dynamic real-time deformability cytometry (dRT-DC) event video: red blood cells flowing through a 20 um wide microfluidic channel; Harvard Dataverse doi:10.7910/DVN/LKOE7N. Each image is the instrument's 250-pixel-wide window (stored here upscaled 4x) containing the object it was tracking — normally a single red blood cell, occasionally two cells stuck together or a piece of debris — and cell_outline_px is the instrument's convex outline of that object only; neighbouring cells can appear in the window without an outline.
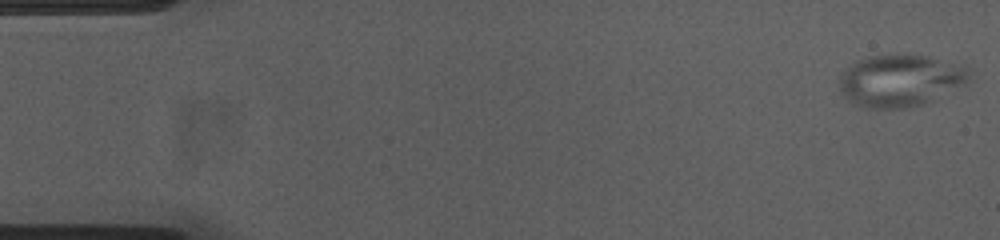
{"species": "common noctule bat (a hibernating species)", "species_latin": "Nyctalus noctula", "temperature_condition": "cold", "stored_images_in_passage": 54, "camera_frame_rate_fps": 3000, "um_per_image_px": 0.085, "animal": {"sex": "female", "body_mass_g": 23.0, "forearm_length_mm": 53.4}, "frame": {"image": 1, "passage_image": 1, "time_ms": 0.0, "image_size_px": [1000, 240], "cell_outline_px": [[972, 72], [968, 80], [964, 84], [936, 100], [924, 104], [908, 108], [860, 108], [848, 100], [844, 96], [840, 88], [840, 72], [844, 68], [856, 60], [868, 56], [928, 56], [964, 64], [972, 68]], "centroid_in_image_um": [76.55, 6.86], "position_along_channel_um": 8.4, "area_um2": 39.94}}
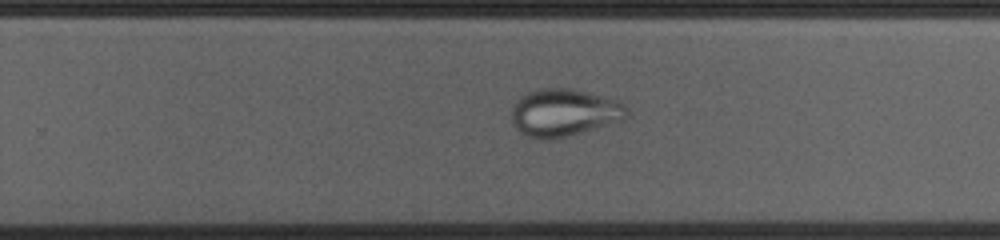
{"frame": {"image": 2, "passage_image": 34, "time_ms": 11.0, "image_size_px": [1000, 240], "cell_outline_px": [[628, 116], [624, 120], [564, 136], [548, 140], [528, 136], [516, 128], [512, 124], [512, 104], [516, 100], [528, 92], [540, 88], [572, 88], [620, 100], [628, 108]], "centroid_in_image_um": [47.96, 9.54], "position_along_channel_um": 281.8, "area_um2": 31.85}}
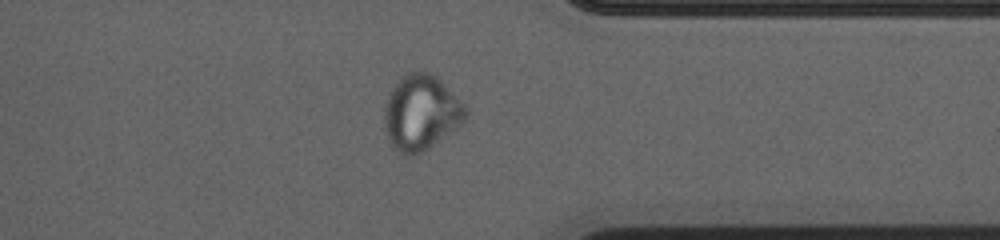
{"frame": {"image": 3, "passage_image": 42, "time_ms": 13.667, "image_size_px": [1000, 240], "cell_outline_px": [[468, 112], [464, 120], [428, 148], [416, 156], [404, 156], [392, 148], [388, 140], [384, 128], [384, 104], [392, 88], [400, 76], [408, 72], [428, 72], [436, 76], [468, 108]], "centroid_in_image_um": [35.73, 9.59], "position_along_channel_um": 375.7, "area_um2": 35.6}}